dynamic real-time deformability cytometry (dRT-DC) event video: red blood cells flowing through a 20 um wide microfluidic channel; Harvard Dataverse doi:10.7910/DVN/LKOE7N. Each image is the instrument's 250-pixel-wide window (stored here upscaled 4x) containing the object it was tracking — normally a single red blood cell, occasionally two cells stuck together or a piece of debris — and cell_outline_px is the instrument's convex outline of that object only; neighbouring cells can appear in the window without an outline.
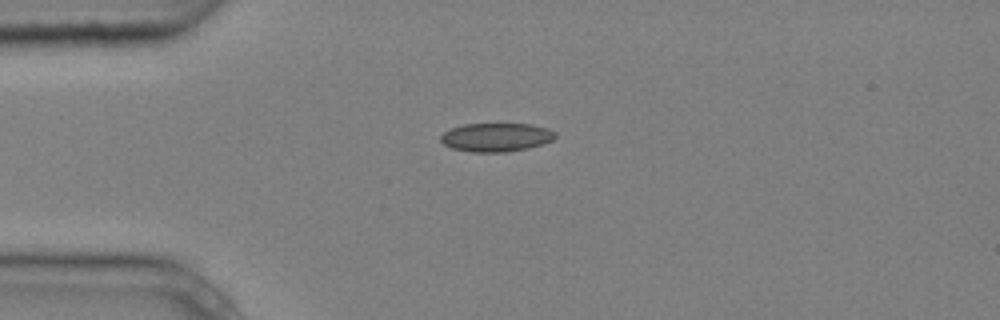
{"species": "common noctule bat (a hibernating species)", "species_latin": "Nyctalus noctula", "temperature_condition": "cold", "stored_images_in_passage": 3, "camera_frame_rate_fps": 3000, "um_per_image_px": 0.085, "animal": {"sex": "male", "body_mass_g": 20.4}, "frame": {"image": 1, "passage_image": 1, "time_ms": 0.0, "image_size_px": [1000, 320], "cell_outline_px": [[556, 136], [552, 140], [544, 144], [528, 148], [504, 152], [472, 152], [452, 148], [444, 144], [440, 140], [440, 136], [444, 132], [452, 128], [464, 124], [532, 124], [548, 128], [556, 132]], "centroid_in_image_um": [42.2, 11.66], "position_along_channel_um": 42.8, "area_um2": 19.13}}
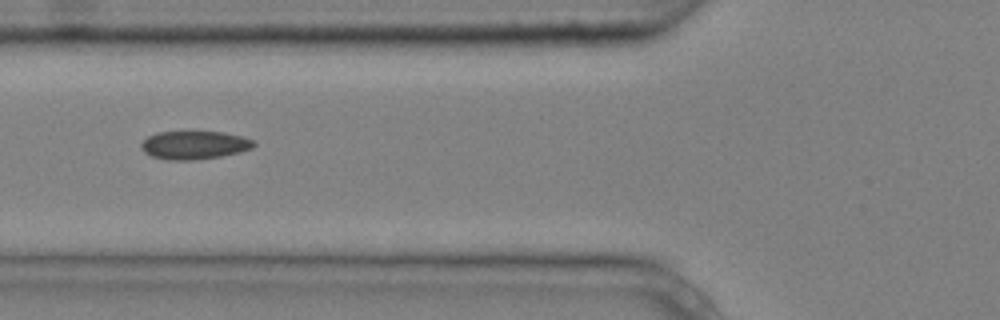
{"frame": {"image": 2, "passage_image": 3, "time_ms": 0.667, "image_size_px": [1000, 320], "cell_outline_px": [[256, 144], [252, 148], [240, 152], [220, 156], [196, 160], [168, 160], [152, 156], [144, 152], [140, 144], [148, 136], [156, 132], [224, 132], [256, 140]], "centroid_in_image_um": [16.53, 12.33], "position_along_channel_um": 109.3, "area_um2": 18.55}}